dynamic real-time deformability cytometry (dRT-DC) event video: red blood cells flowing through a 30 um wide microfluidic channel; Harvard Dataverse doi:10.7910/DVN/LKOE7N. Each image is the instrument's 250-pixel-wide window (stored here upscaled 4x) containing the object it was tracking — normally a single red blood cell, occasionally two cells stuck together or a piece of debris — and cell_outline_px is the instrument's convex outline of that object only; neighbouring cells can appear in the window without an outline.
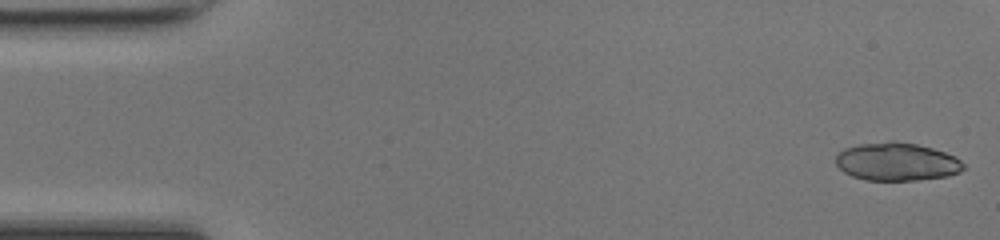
{"species": "common noctule bat (a hibernating species)", "species_latin": "Nyctalus noctula", "temperature_condition": "room temperature", "stored_images_in_passage": 48, "segment_of_instrument_passage": [1, 2], "camera_frame_rate_fps": 3000, "um_per_image_px": 0.085, "animal": {"sex": "female", "body_mass_g": 17.0, "forearm_length_mm": 48.0}, "frame": {"image": 1, "passage_image": 1, "time_ms": 0.0, "image_size_px": [1000, 240], "cell_outline_px": [[964, 168], [960, 172], [948, 176], [916, 180], [864, 180], [852, 176], [844, 172], [836, 164], [836, 156], [844, 148], [860, 144], [892, 140], [916, 144], [932, 148], [956, 156], [964, 164]], "centroid_in_image_um": [76.23, 13.74], "position_along_channel_um": 8.8, "area_um2": 28.38}}